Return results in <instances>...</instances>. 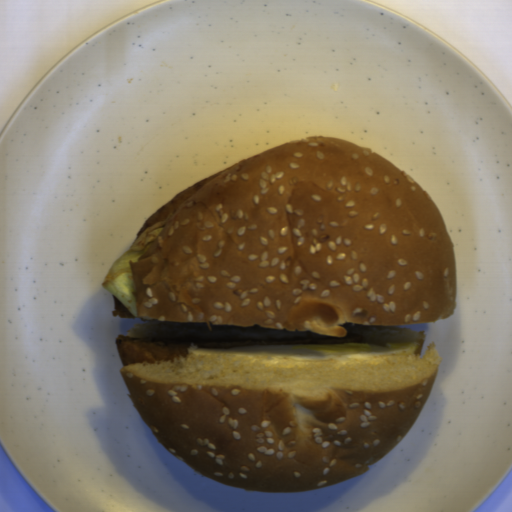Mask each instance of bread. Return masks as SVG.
Instances as JSON below:
<instances>
[{
	"instance_id": "1",
	"label": "bread",
	"mask_w": 512,
	"mask_h": 512,
	"mask_svg": "<svg viewBox=\"0 0 512 512\" xmlns=\"http://www.w3.org/2000/svg\"><path fill=\"white\" fill-rule=\"evenodd\" d=\"M129 265L131 338L414 342L365 359L189 354L121 367L164 446L207 479L277 493L363 475L419 417L452 317L451 234L390 160L330 137L272 146L200 188Z\"/></svg>"
}]
</instances>
